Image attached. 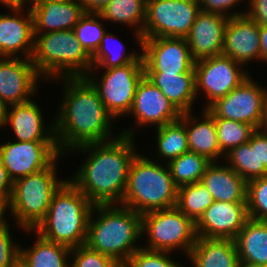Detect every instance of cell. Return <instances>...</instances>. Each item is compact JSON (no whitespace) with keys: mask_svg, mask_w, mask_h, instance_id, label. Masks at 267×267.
I'll use <instances>...</instances> for the list:
<instances>
[{"mask_svg":"<svg viewBox=\"0 0 267 267\" xmlns=\"http://www.w3.org/2000/svg\"><path fill=\"white\" fill-rule=\"evenodd\" d=\"M132 131L126 130L111 141L75 148L82 152L91 151L71 182L93 205L122 203L129 168L137 154L133 148Z\"/></svg>","mask_w":267,"mask_h":267,"instance_id":"1","label":"cell"},{"mask_svg":"<svg viewBox=\"0 0 267 267\" xmlns=\"http://www.w3.org/2000/svg\"><path fill=\"white\" fill-rule=\"evenodd\" d=\"M64 102L55 119V138L64 153L82 145L111 141L110 120L99 92L86 77H64Z\"/></svg>","mask_w":267,"mask_h":267,"instance_id":"2","label":"cell"},{"mask_svg":"<svg viewBox=\"0 0 267 267\" xmlns=\"http://www.w3.org/2000/svg\"><path fill=\"white\" fill-rule=\"evenodd\" d=\"M93 209L98 219L92 220ZM91 211L85 244L119 264H125L140 247L136 239L142 235V214L118 205H94Z\"/></svg>","mask_w":267,"mask_h":267,"instance_id":"3","label":"cell"},{"mask_svg":"<svg viewBox=\"0 0 267 267\" xmlns=\"http://www.w3.org/2000/svg\"><path fill=\"white\" fill-rule=\"evenodd\" d=\"M93 204L69 180L54 193L45 218L34 229L48 241L70 248L85 244Z\"/></svg>","mask_w":267,"mask_h":267,"instance_id":"4","label":"cell"},{"mask_svg":"<svg viewBox=\"0 0 267 267\" xmlns=\"http://www.w3.org/2000/svg\"><path fill=\"white\" fill-rule=\"evenodd\" d=\"M178 187L167 166H160L141 154L131 162L127 186L120 205L139 214L176 207Z\"/></svg>","mask_w":267,"mask_h":267,"instance_id":"5","label":"cell"},{"mask_svg":"<svg viewBox=\"0 0 267 267\" xmlns=\"http://www.w3.org/2000/svg\"><path fill=\"white\" fill-rule=\"evenodd\" d=\"M34 36L36 37L31 61L40 76L43 74L44 78L51 76L59 79L89 76L92 57L81 46L73 30L46 32Z\"/></svg>","mask_w":267,"mask_h":267,"instance_id":"6","label":"cell"},{"mask_svg":"<svg viewBox=\"0 0 267 267\" xmlns=\"http://www.w3.org/2000/svg\"><path fill=\"white\" fill-rule=\"evenodd\" d=\"M56 160L39 172L13 182L6 207L11 210L18 226L27 232L34 230L45 218L54 193L66 180L56 178Z\"/></svg>","mask_w":267,"mask_h":267,"instance_id":"7","label":"cell"},{"mask_svg":"<svg viewBox=\"0 0 267 267\" xmlns=\"http://www.w3.org/2000/svg\"><path fill=\"white\" fill-rule=\"evenodd\" d=\"M141 232L149 235L145 249L169 253L180 248L189 255L197 239L195 223L177 207L142 214Z\"/></svg>","mask_w":267,"mask_h":267,"instance_id":"8","label":"cell"},{"mask_svg":"<svg viewBox=\"0 0 267 267\" xmlns=\"http://www.w3.org/2000/svg\"><path fill=\"white\" fill-rule=\"evenodd\" d=\"M200 11L199 2L147 0L142 38H186Z\"/></svg>","mask_w":267,"mask_h":267,"instance_id":"9","label":"cell"},{"mask_svg":"<svg viewBox=\"0 0 267 267\" xmlns=\"http://www.w3.org/2000/svg\"><path fill=\"white\" fill-rule=\"evenodd\" d=\"M143 76V57L140 54L132 63L105 69L100 84L91 75L86 78L97 89L105 108L115 118L129 114L137 85Z\"/></svg>","mask_w":267,"mask_h":267,"instance_id":"10","label":"cell"},{"mask_svg":"<svg viewBox=\"0 0 267 267\" xmlns=\"http://www.w3.org/2000/svg\"><path fill=\"white\" fill-rule=\"evenodd\" d=\"M267 102V89H262L251 77L225 97L217 99L206 110L214 118L238 121L259 128Z\"/></svg>","mask_w":267,"mask_h":267,"instance_id":"11","label":"cell"},{"mask_svg":"<svg viewBox=\"0 0 267 267\" xmlns=\"http://www.w3.org/2000/svg\"><path fill=\"white\" fill-rule=\"evenodd\" d=\"M60 154L56 141H8L0 145V160L12 183L48 168Z\"/></svg>","mask_w":267,"mask_h":267,"instance_id":"12","label":"cell"},{"mask_svg":"<svg viewBox=\"0 0 267 267\" xmlns=\"http://www.w3.org/2000/svg\"><path fill=\"white\" fill-rule=\"evenodd\" d=\"M239 65L242 64L223 55L195 62V92L197 95L201 89H204L210 100L205 106L206 109L217 99L225 97L249 77L248 73L240 70Z\"/></svg>","mask_w":267,"mask_h":267,"instance_id":"13","label":"cell"},{"mask_svg":"<svg viewBox=\"0 0 267 267\" xmlns=\"http://www.w3.org/2000/svg\"><path fill=\"white\" fill-rule=\"evenodd\" d=\"M144 72L195 73L185 38H142Z\"/></svg>","mask_w":267,"mask_h":267,"instance_id":"14","label":"cell"},{"mask_svg":"<svg viewBox=\"0 0 267 267\" xmlns=\"http://www.w3.org/2000/svg\"><path fill=\"white\" fill-rule=\"evenodd\" d=\"M248 219L246 203L214 201L195 223L196 235L235 240Z\"/></svg>","mask_w":267,"mask_h":267,"instance_id":"15","label":"cell"},{"mask_svg":"<svg viewBox=\"0 0 267 267\" xmlns=\"http://www.w3.org/2000/svg\"><path fill=\"white\" fill-rule=\"evenodd\" d=\"M39 77L31 59L0 57V98L8 106L29 101Z\"/></svg>","mask_w":267,"mask_h":267,"instance_id":"16","label":"cell"},{"mask_svg":"<svg viewBox=\"0 0 267 267\" xmlns=\"http://www.w3.org/2000/svg\"><path fill=\"white\" fill-rule=\"evenodd\" d=\"M129 113L135 116L139 125L152 123L157 125V128L180 119L182 115L145 75L137 85Z\"/></svg>","mask_w":267,"mask_h":267,"instance_id":"17","label":"cell"},{"mask_svg":"<svg viewBox=\"0 0 267 267\" xmlns=\"http://www.w3.org/2000/svg\"><path fill=\"white\" fill-rule=\"evenodd\" d=\"M228 16L200 11L185 38L190 49L192 59L220 56L223 53L224 32Z\"/></svg>","mask_w":267,"mask_h":267,"instance_id":"18","label":"cell"},{"mask_svg":"<svg viewBox=\"0 0 267 267\" xmlns=\"http://www.w3.org/2000/svg\"><path fill=\"white\" fill-rule=\"evenodd\" d=\"M222 55L242 65L252 59H260L259 25L246 14L229 17Z\"/></svg>","mask_w":267,"mask_h":267,"instance_id":"19","label":"cell"},{"mask_svg":"<svg viewBox=\"0 0 267 267\" xmlns=\"http://www.w3.org/2000/svg\"><path fill=\"white\" fill-rule=\"evenodd\" d=\"M9 9L14 11V16L0 15V57L16 58L21 50L25 53L24 57L31 59L35 37L32 12L29 8L26 18H23L22 6H9Z\"/></svg>","mask_w":267,"mask_h":267,"instance_id":"20","label":"cell"},{"mask_svg":"<svg viewBox=\"0 0 267 267\" xmlns=\"http://www.w3.org/2000/svg\"><path fill=\"white\" fill-rule=\"evenodd\" d=\"M30 10L33 16L34 35L42 34L43 29V33L73 30L85 14L79 0L43 1L32 4Z\"/></svg>","mask_w":267,"mask_h":267,"instance_id":"21","label":"cell"},{"mask_svg":"<svg viewBox=\"0 0 267 267\" xmlns=\"http://www.w3.org/2000/svg\"><path fill=\"white\" fill-rule=\"evenodd\" d=\"M10 106L12 110L11 112L7 110L5 125L11 124L17 141H56L54 124L50 129H45L41 110L34 101L29 100Z\"/></svg>","mask_w":267,"mask_h":267,"instance_id":"22","label":"cell"},{"mask_svg":"<svg viewBox=\"0 0 267 267\" xmlns=\"http://www.w3.org/2000/svg\"><path fill=\"white\" fill-rule=\"evenodd\" d=\"M214 201L246 203L247 182L228 165L212 162L200 181Z\"/></svg>","mask_w":267,"mask_h":267,"instance_id":"23","label":"cell"},{"mask_svg":"<svg viewBox=\"0 0 267 267\" xmlns=\"http://www.w3.org/2000/svg\"><path fill=\"white\" fill-rule=\"evenodd\" d=\"M235 243L241 267H267V221L249 218Z\"/></svg>","mask_w":267,"mask_h":267,"instance_id":"24","label":"cell"},{"mask_svg":"<svg viewBox=\"0 0 267 267\" xmlns=\"http://www.w3.org/2000/svg\"><path fill=\"white\" fill-rule=\"evenodd\" d=\"M194 267H241L235 240L197 237L189 253Z\"/></svg>","mask_w":267,"mask_h":267,"instance_id":"25","label":"cell"},{"mask_svg":"<svg viewBox=\"0 0 267 267\" xmlns=\"http://www.w3.org/2000/svg\"><path fill=\"white\" fill-rule=\"evenodd\" d=\"M144 75L181 112L191 111L195 92V73L144 72Z\"/></svg>","mask_w":267,"mask_h":267,"instance_id":"26","label":"cell"},{"mask_svg":"<svg viewBox=\"0 0 267 267\" xmlns=\"http://www.w3.org/2000/svg\"><path fill=\"white\" fill-rule=\"evenodd\" d=\"M189 113L191 112L185 113L189 151L203 155L212 162H217L218 157L223 154L218 143L214 117L205 109L202 121L198 122L199 120L194 119Z\"/></svg>","mask_w":267,"mask_h":267,"instance_id":"27","label":"cell"},{"mask_svg":"<svg viewBox=\"0 0 267 267\" xmlns=\"http://www.w3.org/2000/svg\"><path fill=\"white\" fill-rule=\"evenodd\" d=\"M38 236L32 248H20L19 267H68L71 248Z\"/></svg>","mask_w":267,"mask_h":267,"instance_id":"28","label":"cell"},{"mask_svg":"<svg viewBox=\"0 0 267 267\" xmlns=\"http://www.w3.org/2000/svg\"><path fill=\"white\" fill-rule=\"evenodd\" d=\"M146 7L147 0H110L99 13L100 19L138 27L135 35L141 46Z\"/></svg>","mask_w":267,"mask_h":267,"instance_id":"29","label":"cell"},{"mask_svg":"<svg viewBox=\"0 0 267 267\" xmlns=\"http://www.w3.org/2000/svg\"><path fill=\"white\" fill-rule=\"evenodd\" d=\"M212 163L207 157L195 152L184 154L168 161V168L174 184L181 187L201 181L207 167Z\"/></svg>","mask_w":267,"mask_h":267,"instance_id":"30","label":"cell"},{"mask_svg":"<svg viewBox=\"0 0 267 267\" xmlns=\"http://www.w3.org/2000/svg\"><path fill=\"white\" fill-rule=\"evenodd\" d=\"M157 146L160 156L169 161L189 151L185 129V113L181 118L157 128Z\"/></svg>","mask_w":267,"mask_h":267,"instance_id":"31","label":"cell"},{"mask_svg":"<svg viewBox=\"0 0 267 267\" xmlns=\"http://www.w3.org/2000/svg\"><path fill=\"white\" fill-rule=\"evenodd\" d=\"M213 202L212 195L200 181L178 187L176 207L194 223Z\"/></svg>","mask_w":267,"mask_h":267,"instance_id":"32","label":"cell"},{"mask_svg":"<svg viewBox=\"0 0 267 267\" xmlns=\"http://www.w3.org/2000/svg\"><path fill=\"white\" fill-rule=\"evenodd\" d=\"M224 157L246 182L258 178L257 130L247 143L231 149Z\"/></svg>","mask_w":267,"mask_h":267,"instance_id":"33","label":"cell"},{"mask_svg":"<svg viewBox=\"0 0 267 267\" xmlns=\"http://www.w3.org/2000/svg\"><path fill=\"white\" fill-rule=\"evenodd\" d=\"M221 153L225 156L231 149L247 143L257 130L254 126L224 118H214Z\"/></svg>","mask_w":267,"mask_h":267,"instance_id":"34","label":"cell"},{"mask_svg":"<svg viewBox=\"0 0 267 267\" xmlns=\"http://www.w3.org/2000/svg\"><path fill=\"white\" fill-rule=\"evenodd\" d=\"M97 18H100L99 13H85L73 29L77 40L91 57L98 50L101 39L106 33Z\"/></svg>","mask_w":267,"mask_h":267,"instance_id":"35","label":"cell"},{"mask_svg":"<svg viewBox=\"0 0 267 267\" xmlns=\"http://www.w3.org/2000/svg\"><path fill=\"white\" fill-rule=\"evenodd\" d=\"M246 205L249 218L267 221V175L247 182Z\"/></svg>","mask_w":267,"mask_h":267,"instance_id":"36","label":"cell"},{"mask_svg":"<svg viewBox=\"0 0 267 267\" xmlns=\"http://www.w3.org/2000/svg\"><path fill=\"white\" fill-rule=\"evenodd\" d=\"M109 41H110V43H112L113 34H109L106 32L103 35V38L101 39V43L99 45L98 50L92 56V68L96 65H98L99 67L102 66L106 69L112 68V67H117V66H123L125 64L132 63L140 56V55L136 54L135 51L133 53L125 55L124 54L125 50L122 48V46H123L122 42H119V44H118V45H122L121 51H119L120 53L117 52L118 55L116 53L115 54L111 53L110 48H107L108 47L107 44L109 43Z\"/></svg>","mask_w":267,"mask_h":267,"instance_id":"37","label":"cell"},{"mask_svg":"<svg viewBox=\"0 0 267 267\" xmlns=\"http://www.w3.org/2000/svg\"><path fill=\"white\" fill-rule=\"evenodd\" d=\"M169 252L148 250L144 247L136 250L125 263L126 267H182L170 259Z\"/></svg>","mask_w":267,"mask_h":267,"instance_id":"38","label":"cell"},{"mask_svg":"<svg viewBox=\"0 0 267 267\" xmlns=\"http://www.w3.org/2000/svg\"><path fill=\"white\" fill-rule=\"evenodd\" d=\"M71 255L75 258L71 267H116L119 264L111 257L89 248L86 244L71 248Z\"/></svg>","mask_w":267,"mask_h":267,"instance_id":"39","label":"cell"},{"mask_svg":"<svg viewBox=\"0 0 267 267\" xmlns=\"http://www.w3.org/2000/svg\"><path fill=\"white\" fill-rule=\"evenodd\" d=\"M6 222L0 225V267H19L20 247L13 245Z\"/></svg>","mask_w":267,"mask_h":267,"instance_id":"40","label":"cell"},{"mask_svg":"<svg viewBox=\"0 0 267 267\" xmlns=\"http://www.w3.org/2000/svg\"><path fill=\"white\" fill-rule=\"evenodd\" d=\"M241 0H199L200 5V10L205 11V12H211V13H218L222 14L228 17H233V16H241L245 15L246 13H233V14H228L226 15L225 11L227 9L230 10V7L234 6L235 4H238Z\"/></svg>","mask_w":267,"mask_h":267,"instance_id":"41","label":"cell"},{"mask_svg":"<svg viewBox=\"0 0 267 267\" xmlns=\"http://www.w3.org/2000/svg\"><path fill=\"white\" fill-rule=\"evenodd\" d=\"M258 178L267 175V135L257 129Z\"/></svg>","mask_w":267,"mask_h":267,"instance_id":"42","label":"cell"},{"mask_svg":"<svg viewBox=\"0 0 267 267\" xmlns=\"http://www.w3.org/2000/svg\"><path fill=\"white\" fill-rule=\"evenodd\" d=\"M251 9L246 15L259 26L267 25V0H250Z\"/></svg>","mask_w":267,"mask_h":267,"instance_id":"43","label":"cell"},{"mask_svg":"<svg viewBox=\"0 0 267 267\" xmlns=\"http://www.w3.org/2000/svg\"><path fill=\"white\" fill-rule=\"evenodd\" d=\"M12 181L0 160V202L7 206L12 192Z\"/></svg>","mask_w":267,"mask_h":267,"instance_id":"44","label":"cell"},{"mask_svg":"<svg viewBox=\"0 0 267 267\" xmlns=\"http://www.w3.org/2000/svg\"><path fill=\"white\" fill-rule=\"evenodd\" d=\"M110 0H79L85 13H100Z\"/></svg>","mask_w":267,"mask_h":267,"instance_id":"45","label":"cell"},{"mask_svg":"<svg viewBox=\"0 0 267 267\" xmlns=\"http://www.w3.org/2000/svg\"><path fill=\"white\" fill-rule=\"evenodd\" d=\"M260 60L267 61V25L259 26Z\"/></svg>","mask_w":267,"mask_h":267,"instance_id":"46","label":"cell"},{"mask_svg":"<svg viewBox=\"0 0 267 267\" xmlns=\"http://www.w3.org/2000/svg\"><path fill=\"white\" fill-rule=\"evenodd\" d=\"M9 106L0 98V127L5 125Z\"/></svg>","mask_w":267,"mask_h":267,"instance_id":"47","label":"cell"},{"mask_svg":"<svg viewBox=\"0 0 267 267\" xmlns=\"http://www.w3.org/2000/svg\"><path fill=\"white\" fill-rule=\"evenodd\" d=\"M263 134L267 135V102L262 115L261 124L258 128Z\"/></svg>","mask_w":267,"mask_h":267,"instance_id":"48","label":"cell"},{"mask_svg":"<svg viewBox=\"0 0 267 267\" xmlns=\"http://www.w3.org/2000/svg\"><path fill=\"white\" fill-rule=\"evenodd\" d=\"M2 5H6V7L9 6H24L25 2H28V0H0Z\"/></svg>","mask_w":267,"mask_h":267,"instance_id":"49","label":"cell"},{"mask_svg":"<svg viewBox=\"0 0 267 267\" xmlns=\"http://www.w3.org/2000/svg\"><path fill=\"white\" fill-rule=\"evenodd\" d=\"M6 206L0 202V225L3 224L5 222L4 220V213L6 211Z\"/></svg>","mask_w":267,"mask_h":267,"instance_id":"50","label":"cell"},{"mask_svg":"<svg viewBox=\"0 0 267 267\" xmlns=\"http://www.w3.org/2000/svg\"><path fill=\"white\" fill-rule=\"evenodd\" d=\"M31 1V4H37L39 2H43V1H70V0H29V3Z\"/></svg>","mask_w":267,"mask_h":267,"instance_id":"51","label":"cell"},{"mask_svg":"<svg viewBox=\"0 0 267 267\" xmlns=\"http://www.w3.org/2000/svg\"><path fill=\"white\" fill-rule=\"evenodd\" d=\"M178 1H184V2H199V0H178Z\"/></svg>","mask_w":267,"mask_h":267,"instance_id":"52","label":"cell"},{"mask_svg":"<svg viewBox=\"0 0 267 267\" xmlns=\"http://www.w3.org/2000/svg\"><path fill=\"white\" fill-rule=\"evenodd\" d=\"M116 267H126L125 264H118Z\"/></svg>","mask_w":267,"mask_h":267,"instance_id":"53","label":"cell"}]
</instances>
